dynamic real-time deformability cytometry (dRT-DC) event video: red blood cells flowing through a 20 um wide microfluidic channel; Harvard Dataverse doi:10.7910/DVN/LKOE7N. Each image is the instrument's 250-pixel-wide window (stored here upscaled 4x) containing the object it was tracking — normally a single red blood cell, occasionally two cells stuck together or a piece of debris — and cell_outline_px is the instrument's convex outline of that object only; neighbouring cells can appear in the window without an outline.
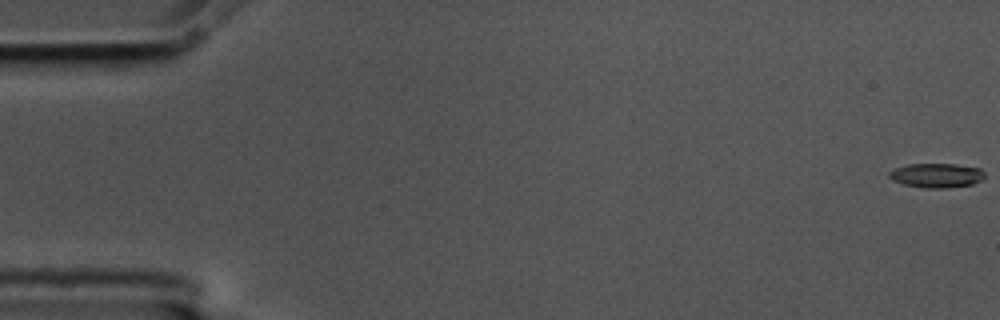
{"species": "common noctule bat (a hibernating species)", "species_latin": "Nyctalus noctula", "temperature_condition": "cold", "stored_images_in_passage": 58, "camera_frame_rate_fps": 3000, "um_per_image_px": 0.085, "animal": {"sex": "male", "body_mass_g": 17.5, "forearm_length_mm": 52.3}, "frame": {"image": 1, "passage_image": 1, "time_ms": 0.0, "image_size_px": [1000, 320], "cell_outline_px": [[984, 180], [972, 184], [944, 188], [924, 188], [904, 184], [892, 180], [888, 176], [888, 172], [892, 168], [908, 164], [956, 164], [980, 168], [984, 172]], "centroid_in_image_um": [79.59, 14.9], "position_along_channel_um": 5.4, "area_um2": 13.7}}
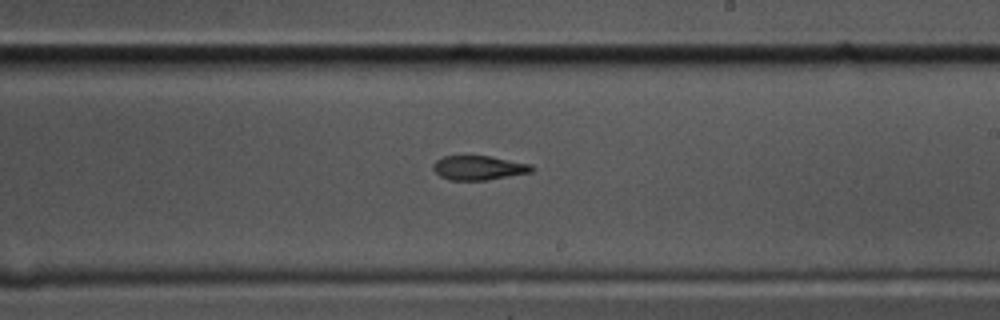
{"frame": {"image": 2, "passage_image": 34, "time_ms": 11.0, "image_size_px": [1000, 320], "cell_outline_px": [[536, 168], [532, 172], [488, 180], [448, 180], [440, 176], [432, 168], [432, 164], [436, 160], [444, 156], [488, 156], [532, 164]], "centroid_in_image_um": [40.7, 14.27], "position_along_channel_um": 248.3, "area_um2": 14.05}}
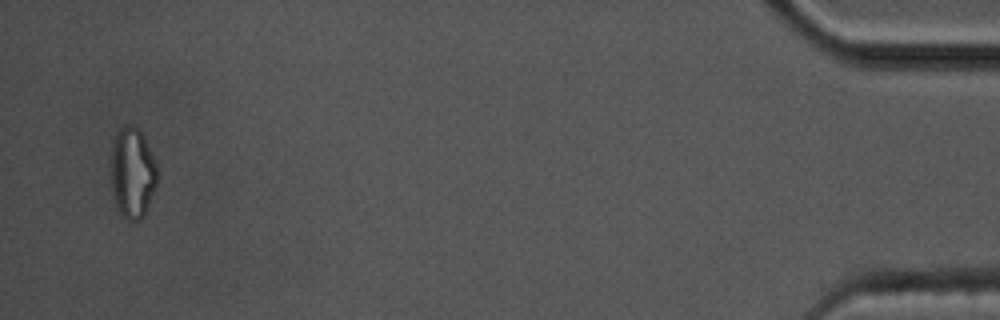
{"frame": {"image": 3, "passage_image": 56, "time_ms": 18.333, "image_size_px": [1000, 320], "cell_outline_px": [[156, 188], [140, 220], [128, 220], [120, 212], [116, 204], [112, 188], [112, 148], [116, 132], [124, 124], [132, 124], [144, 136], [156, 164]], "centroid_in_image_um": [11.26, 14.65], "position_along_channel_um": 423.9, "area_um2": 23.93}, "authors_computed_cell_mechanics": {"area_um2": 14.6812, "velocity_mm_per_s": 3.5614, "shape_relaxation_time_tau1_ms": null, "shape_relaxation_time_tau2_ms": 2.5629, "deformation_change_tau1": null, "deformation_change_tau2": 0.1042}}